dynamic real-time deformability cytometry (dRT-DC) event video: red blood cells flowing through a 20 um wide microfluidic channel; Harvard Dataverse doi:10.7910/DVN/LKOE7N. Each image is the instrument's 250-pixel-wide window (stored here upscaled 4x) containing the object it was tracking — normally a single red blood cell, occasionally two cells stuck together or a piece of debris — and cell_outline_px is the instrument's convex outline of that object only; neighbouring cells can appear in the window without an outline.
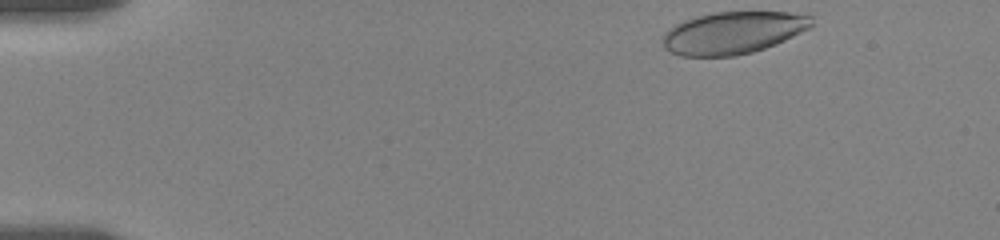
{"species": "human", "species_latin": "Homo sapiens", "temperature_condition": "room temperature", "stored_images_in_passage": 24, "camera_frame_rate_fps": 3000, "um_per_image_px": 0.085, "donor": {"sex": "female"}, "frame": {"image": 1, "passage_image": 1, "time_ms": 0.0, "image_size_px": [1000, 240], "cell_outline_px": [[812, 24], [808, 28], [776, 44], [752, 52], [736, 56], [680, 56], [664, 48], [660, 40], [660, 36], [668, 28], [684, 20], [696, 16], [712, 12], [788, 12], [812, 16]], "centroid_in_image_um": [62.23, 2.79], "position_along_channel_um": 22.8, "area_um2": 36.76}}
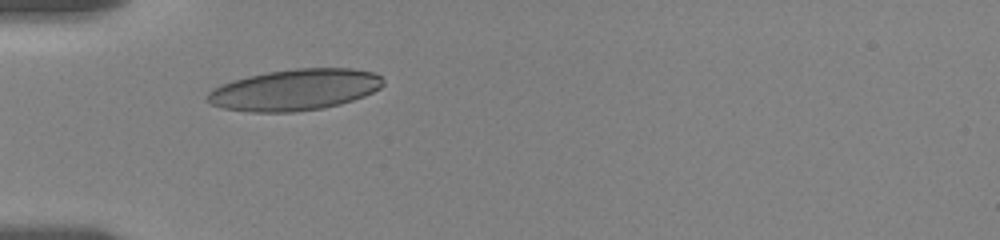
{"frame": {"image": 2, "passage_image": 19, "time_ms": 3.667, "image_size_px": [1000, 240], "cell_outline_px": [[384, 84], [380, 88], [364, 96], [340, 104], [324, 108], [292, 112], [252, 112], [220, 108], [204, 100], [208, 92], [212, 88], [220, 84], [232, 80], [248, 76], [268, 72], [296, 68], [352, 68], [372, 72], [380, 76], [384, 80]], "centroid_in_image_um": [25.02, 7.63], "position_along_channel_um": 60.0, "area_um2": 42.48}}
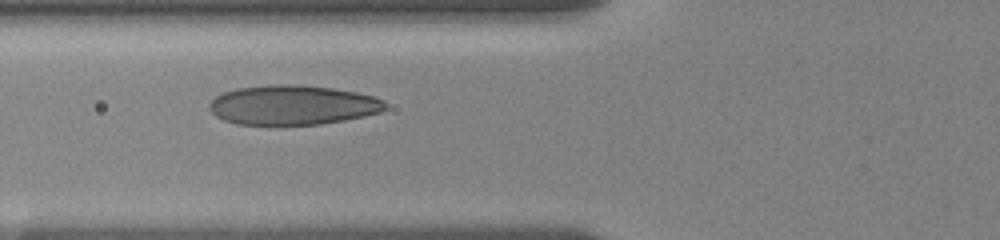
{"frame": {"image": 3, "passage_image": 23, "time_ms": 5.0, "image_size_px": [1000, 240], "cell_outline_px": [[388, 108], [380, 112], [364, 116], [344, 120], [320, 124], [236, 124], [224, 120], [216, 116], [208, 108], [208, 104], [216, 96], [224, 92], [236, 88], [276, 84], [296, 84], [332, 88], [356, 92], [372, 96], [384, 100], [388, 104]], "centroid_in_image_um": [24.89, 8.92], "position_along_channel_um": 100.9, "area_um2": 40.58}}